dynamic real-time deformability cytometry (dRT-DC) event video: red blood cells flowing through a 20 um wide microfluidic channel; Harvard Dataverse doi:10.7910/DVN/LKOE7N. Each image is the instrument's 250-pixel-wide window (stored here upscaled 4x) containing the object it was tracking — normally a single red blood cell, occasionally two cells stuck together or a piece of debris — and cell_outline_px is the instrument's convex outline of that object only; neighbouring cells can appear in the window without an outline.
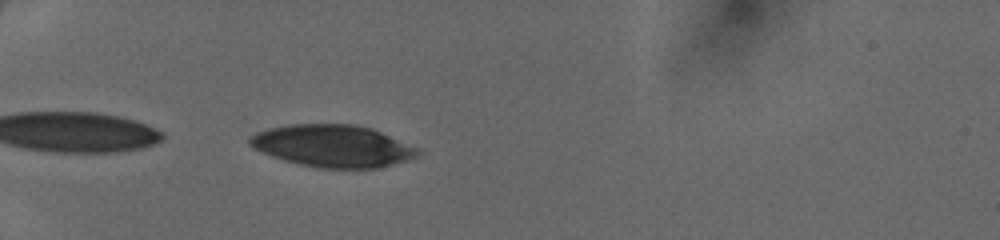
{"species": "human", "species_latin": "Homo sapiens", "temperature_condition": "cold", "stored_images_in_passage": 33, "camera_frame_rate_fps": 3000, "um_per_image_px": 0.085, "donor": {"sex": "female"}, "frame": {"image": 1, "passage_image": 1, "time_ms": 0.0, "image_size_px": [1000, 240], "cell_outline_px": [[420, 152], [416, 156], [408, 160], [376, 168], [320, 168], [300, 164], [284, 160], [272, 156], [252, 148], [248, 144], [248, 136], [256, 132], [268, 128], [288, 124], [352, 124], [372, 128], [416, 148]], "centroid_in_image_um": [28.2, 12.4], "position_along_channel_um": 56.8, "area_um2": 41.1}}
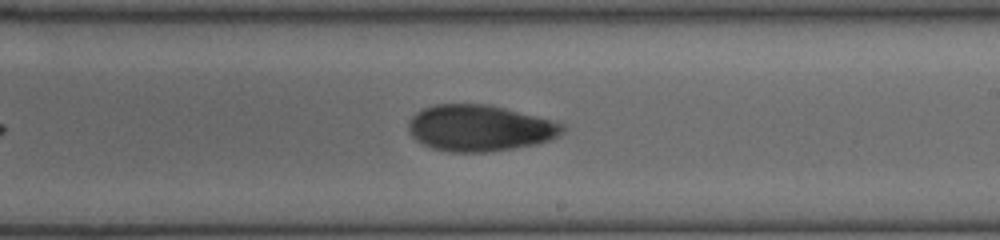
{"frame": {"image": 2, "passage_image": 16, "time_ms": 5.0, "image_size_px": [1000, 240], "cell_outline_px": [[564, 132], [548, 140], [536, 144], [488, 152], [448, 152], [432, 148], [416, 140], [408, 132], [408, 124], [412, 116], [416, 112], [424, 108], [436, 104], [488, 104], [504, 108], [564, 124]], "centroid_in_image_um": [40.72, 10.89], "position_along_channel_um": 248.3, "area_um2": 41.21}}
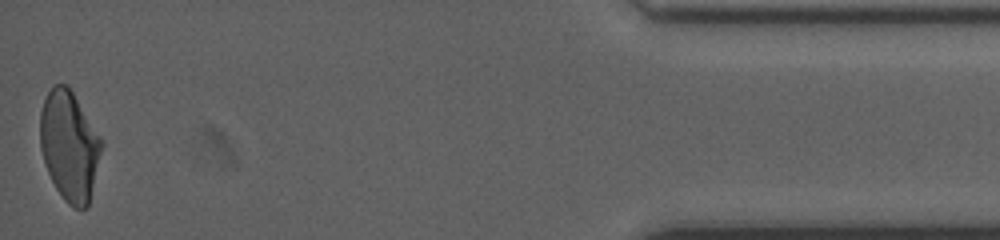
{"frame": {"image": 3, "passage_image": 33, "time_ms": 10.667, "image_size_px": [1000, 240], "cell_outline_px": [[100, 152], [88, 208], [72, 208], [64, 200], [56, 188], [48, 172], [40, 148], [40, 112], [44, 100], [52, 84], [68, 84], [100, 136]], "centroid_in_image_um": [5.87, 12.37], "position_along_channel_um": 429.3, "area_um2": 38.78}}